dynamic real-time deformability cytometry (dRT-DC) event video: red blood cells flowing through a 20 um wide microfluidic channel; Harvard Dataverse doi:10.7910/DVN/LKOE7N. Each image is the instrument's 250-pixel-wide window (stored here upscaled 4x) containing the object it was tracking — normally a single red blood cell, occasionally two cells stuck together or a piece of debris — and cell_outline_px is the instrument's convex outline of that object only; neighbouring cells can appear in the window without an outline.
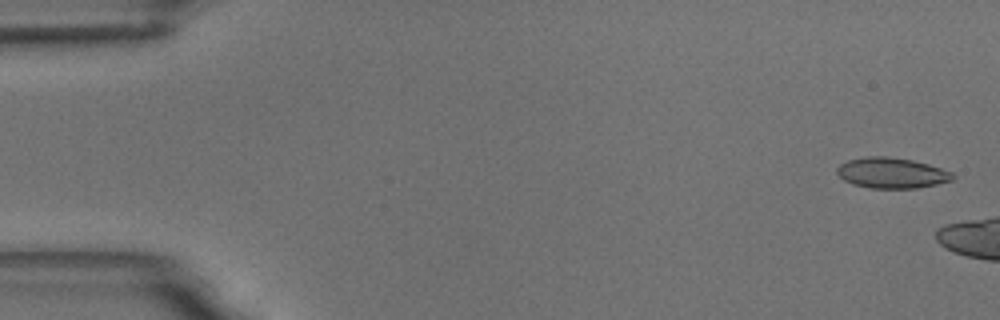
{"species": "common noctule bat (a hibernating species)", "species_latin": "Nyctalus noctula", "temperature_condition": "room temperature", "stored_images_in_passage": 8, "camera_frame_rate_fps": 3000, "um_per_image_px": 0.085, "animal": {"sex": "male", "body_mass_g": 18.8}, "frame": {"image": 1, "passage_image": 2, "time_ms": 0.333, "image_size_px": [1000, 320], "cell_outline_px": [[956, 176], [952, 180], [936, 184], [916, 188], [872, 188], [852, 184], [844, 180], [836, 172], [836, 168], [840, 164], [848, 160], [864, 156], [888, 156], [912, 160], [928, 164], [952, 172]], "centroid_in_image_um": [75.78, 14.69], "position_along_channel_um": 9.2, "area_um2": 20.63}}